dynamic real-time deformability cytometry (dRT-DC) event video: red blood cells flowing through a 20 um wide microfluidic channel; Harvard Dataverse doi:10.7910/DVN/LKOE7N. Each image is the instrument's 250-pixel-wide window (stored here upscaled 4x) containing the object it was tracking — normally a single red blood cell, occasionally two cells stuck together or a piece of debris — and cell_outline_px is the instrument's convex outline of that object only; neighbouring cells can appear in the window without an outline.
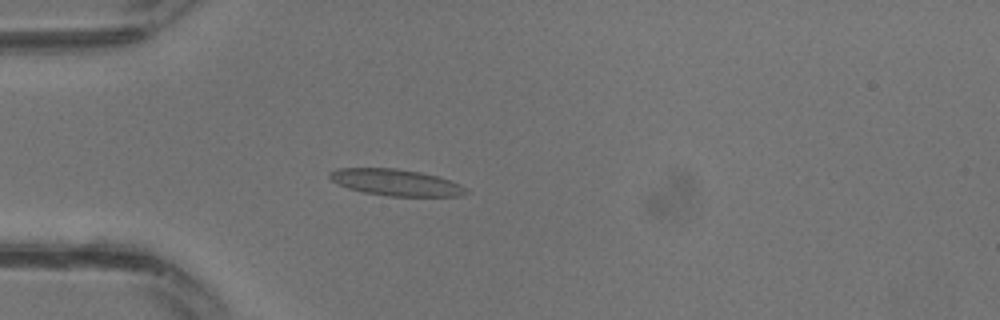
{"species": "common noctule bat (a hibernating species)", "species_latin": "Nyctalus noctula", "temperature_condition": "warm", "stored_images_in_passage": 20, "camera_frame_rate_fps": 3000, "um_per_image_px": 0.085, "animal": {"sex": "male", "body_mass_g": 13.3}, "frame": {"image": 1, "passage_image": 8, "time_ms": 2.333, "image_size_px": [1000, 320], "cell_outline_px": [[468, 192], [460, 196], [392, 196], [364, 192], [348, 188], [332, 180], [328, 176], [328, 172], [336, 168], [396, 168], [420, 172], [436, 176], [460, 184], [468, 188]], "centroid_in_image_um": [33.65, 15.5], "position_along_channel_um": 51.4, "area_um2": 20.92}}
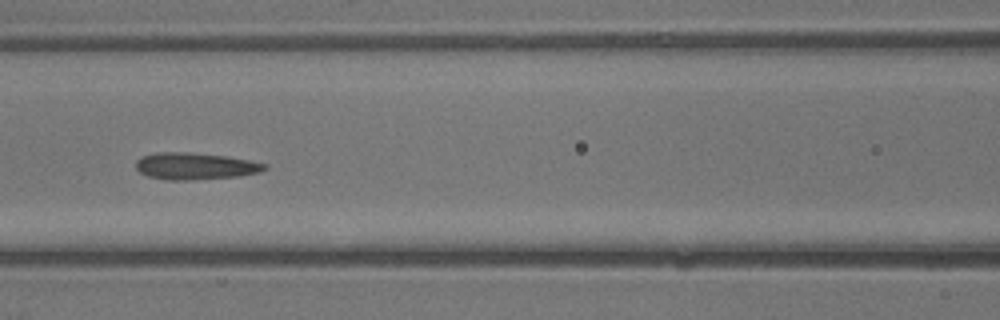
{"frame": {"image": 2, "passage_image": 13, "time_ms": 4.0, "image_size_px": [1000, 320], "cell_outline_px": [[268, 168], [260, 172], [240, 176], [192, 180], [164, 180], [148, 176], [140, 172], [136, 168], [136, 160], [140, 156], [156, 152], [188, 152], [224, 156], [248, 160], [268, 164]], "centroid_in_image_um": [16.57, 14.12], "position_along_channel_um": 150.0, "area_um2": 20.29}}
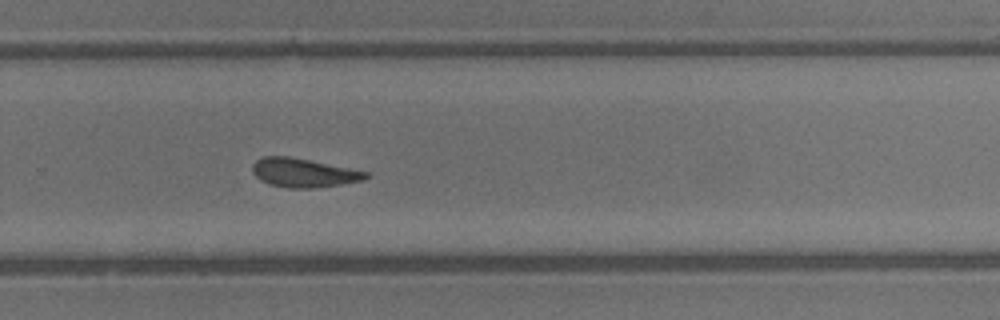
{"frame": {"image": 3, "passage_image": 20, "time_ms": 6.333, "image_size_px": [1000, 320], "cell_outline_px": [[372, 172], [364, 180], [340, 184], [312, 188], [288, 188], [268, 184], [260, 180], [252, 172], [252, 164], [256, 160], [264, 156], [288, 156]], "centroid_in_image_um": [25.8, 14.68], "position_along_channel_um": 304.0, "area_um2": 19.13}}